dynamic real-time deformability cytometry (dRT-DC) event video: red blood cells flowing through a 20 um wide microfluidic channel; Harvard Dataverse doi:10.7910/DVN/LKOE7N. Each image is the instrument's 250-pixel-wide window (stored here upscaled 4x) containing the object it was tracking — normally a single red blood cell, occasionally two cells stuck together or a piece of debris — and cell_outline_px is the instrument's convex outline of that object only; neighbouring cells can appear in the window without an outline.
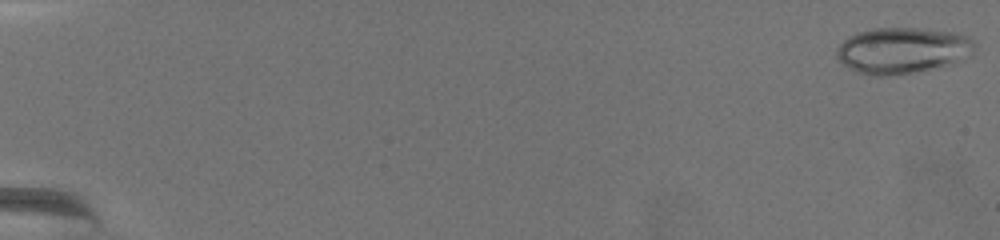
{"species": "common noctule bat (a hibernating species)", "species_latin": "Nyctalus noctula", "temperature_condition": "warm", "stored_images_in_passage": 73, "camera_frame_rate_fps": 3000, "um_per_image_px": 0.085, "animal": {"sex": "female", "body_mass_g": 19.5, "forearm_length_mm": 54.1}, "frame": {"image": 1, "passage_image": 1, "time_ms": 0.0, "image_size_px": [1000, 240], "cell_outline_px": [[972, 44], [956, 64], [908, 72], [880, 76], [876, 76], [860, 72], [844, 64], [836, 56], [836, 52], [840, 44], [844, 40], [860, 32], [872, 28], [920, 28], [952, 32], [964, 36]], "centroid_in_image_um": [76.61, 4.27], "position_along_channel_um": 8.4, "area_um2": 35.6}}
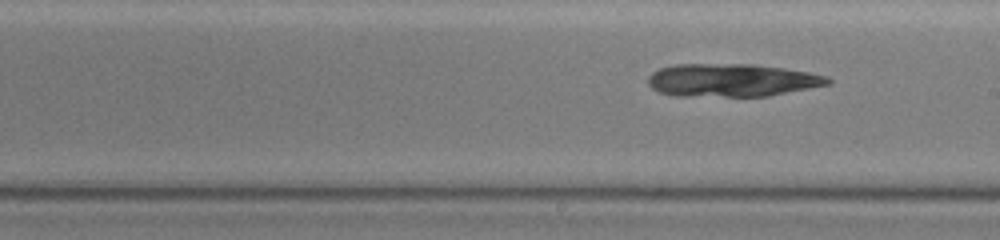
{"frame": {"image": 2, "passage_image": 44, "time_ms": 14.333, "image_size_px": [1000, 240], "cell_outline_px": [[832, 84], [768, 96], [676, 96], [660, 92], [652, 88], [648, 84], [648, 76], [652, 72], [660, 68], [672, 64], [756, 64], [784, 68], [808, 72], [828, 76], [832, 80]], "centroid_in_image_um": [62.22, 6.81], "position_along_channel_um": 226.8, "area_um2": 34.8}}
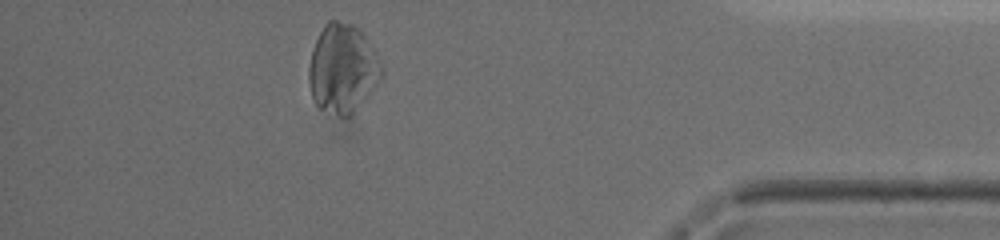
{"frame": {"image": 3, "passage_image": 66, "time_ms": 21.667, "image_size_px": [1000, 240], "cell_outline_px": [[384, 72], [352, 112], [348, 116], [344, 116], [320, 108], [316, 104], [312, 96], [308, 80], [308, 68], [312, 52], [316, 40], [324, 24], [328, 20], [336, 20], [352, 24], [364, 36], [384, 68]], "centroid_in_image_um": [29.07, 5.79], "position_along_channel_um": 406.1, "area_um2": 36.47}}